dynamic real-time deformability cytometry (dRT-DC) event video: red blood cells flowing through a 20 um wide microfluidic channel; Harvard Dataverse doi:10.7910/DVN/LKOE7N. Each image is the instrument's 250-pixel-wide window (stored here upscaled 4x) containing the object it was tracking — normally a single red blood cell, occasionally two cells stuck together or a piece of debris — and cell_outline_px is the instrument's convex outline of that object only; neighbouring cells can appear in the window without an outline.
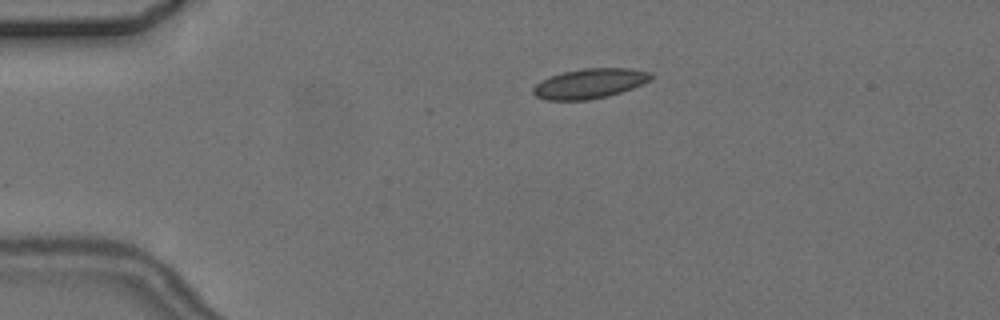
{"species": "common noctule bat (a hibernating species)", "species_latin": "Nyctalus noctula", "temperature_condition": "cold", "stored_images_in_passage": 4, "camera_frame_rate_fps": 3000, "um_per_image_px": 0.085, "animal": {"sex": "female", "body_mass_g": 24.6, "forearm_length_mm": 56.2}, "frame": {"image": 1, "passage_image": 1, "time_ms": 0.0, "image_size_px": [1000, 320], "cell_outline_px": [[652, 80], [632, 88], [608, 96], [588, 100], [544, 100], [536, 96], [532, 92], [532, 88], [540, 80], [564, 72], [584, 68], [628, 68], [652, 72]], "centroid_in_image_um": [50.12, 7.1], "position_along_channel_um": 34.9, "area_um2": 20.52}}